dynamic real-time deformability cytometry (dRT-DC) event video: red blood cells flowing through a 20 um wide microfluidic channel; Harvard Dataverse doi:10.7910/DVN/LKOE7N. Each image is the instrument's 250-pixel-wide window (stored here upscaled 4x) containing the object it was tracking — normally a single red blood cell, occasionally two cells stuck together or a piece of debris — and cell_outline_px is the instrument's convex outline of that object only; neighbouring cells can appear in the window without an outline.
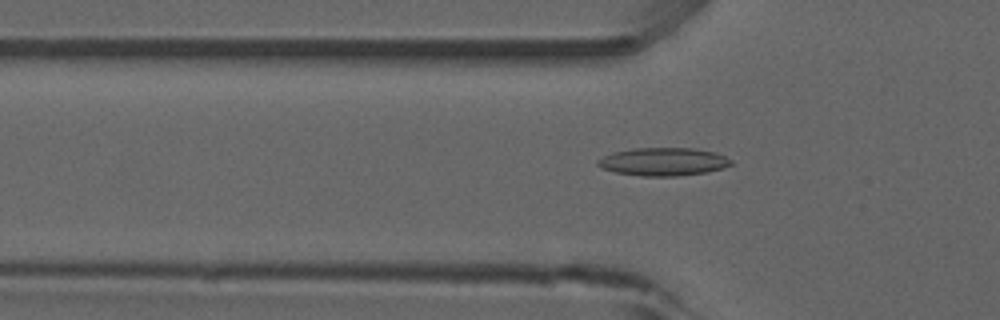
{"species": "common noctule bat (a hibernating species)", "species_latin": "Nyctalus noctula", "temperature_condition": "room temperature", "stored_images_in_passage": 50, "camera_frame_rate_fps": 3000, "um_per_image_px": 0.085, "animal": {"sex": "male", "forearm_length_mm": 52.5}, "frame": {"image": 1, "passage_image": 15, "time_ms": 4.667, "image_size_px": [1000, 320], "cell_outline_px": [[732, 164], [724, 168], [708, 172], [676, 176], [640, 176], [616, 172], [600, 168], [596, 164], [596, 160], [612, 152], [632, 148], [692, 148], [716, 152], [732, 160]], "centroid_in_image_um": [56.37, 13.74], "position_along_channel_um": 69.4, "area_um2": 21.96}, "authors_computed_cell_mechanics": {"area_um2": 19.363, "velocity_mm_per_s": 3.9452, "shape_relaxation_time_tau1_ms": null, "shape_relaxation_time_tau2_ms": 1.8151, "deformation_change_tau1": null, "deformation_change_tau2": 0.0918}}